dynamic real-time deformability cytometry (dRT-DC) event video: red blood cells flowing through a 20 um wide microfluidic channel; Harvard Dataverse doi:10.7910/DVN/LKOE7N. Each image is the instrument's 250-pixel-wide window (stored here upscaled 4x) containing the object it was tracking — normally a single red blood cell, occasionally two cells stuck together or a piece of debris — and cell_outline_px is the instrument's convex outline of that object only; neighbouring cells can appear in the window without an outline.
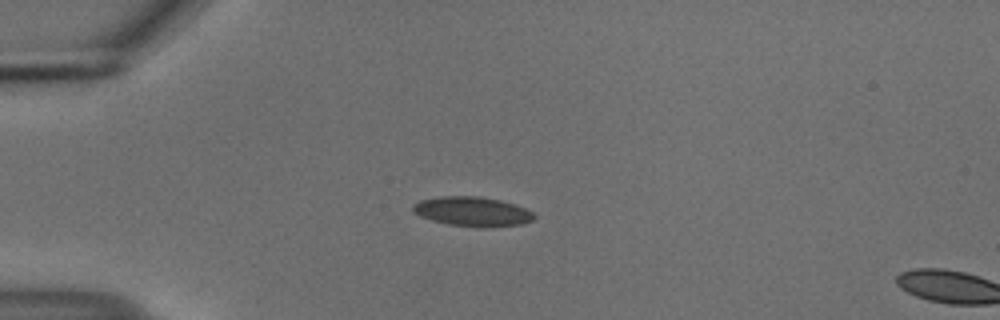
{"species": "common noctule bat (a hibernating species)", "species_latin": "Nyctalus noctula", "temperature_condition": "cold", "stored_images_in_passage": 3, "camera_frame_rate_fps": 3000, "um_per_image_px": 0.085, "animal": {"sex": "male", "body_mass_g": 18.8}, "frame": {"image": 1, "passage_image": 1, "time_ms": 0.0, "image_size_px": [1000, 320], "cell_outline_px": [[536, 216], [532, 220], [520, 224], [484, 228], [480, 228], [448, 224], [432, 220], [420, 216], [412, 212], [412, 204], [420, 200], [444, 196], [480, 196], [500, 200], [516, 204], [532, 212]], "centroid_in_image_um": [40.14, 17.98], "position_along_channel_um": 44.9, "area_um2": 20.92}}